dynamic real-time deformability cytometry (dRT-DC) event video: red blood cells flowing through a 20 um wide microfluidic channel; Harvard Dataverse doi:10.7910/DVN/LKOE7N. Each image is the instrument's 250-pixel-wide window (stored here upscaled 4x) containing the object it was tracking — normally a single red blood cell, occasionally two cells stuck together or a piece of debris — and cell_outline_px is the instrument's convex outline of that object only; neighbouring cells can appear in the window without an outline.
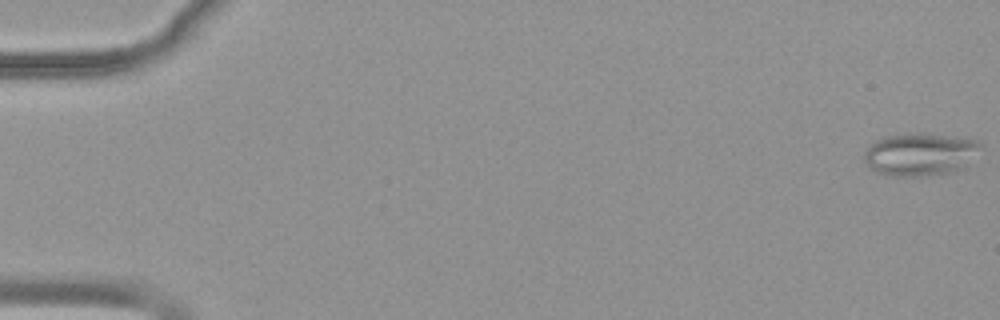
{"species": "common noctule bat (a hibernating species)", "species_latin": "Nyctalus noctula", "temperature_condition": "warm", "stored_images_in_passage": 54, "camera_frame_rate_fps": 3000, "um_per_image_px": 0.085, "animal": {"sex": "female", "body_mass_g": 19.9}, "frame": {"image": 1, "passage_image": 1, "time_ms": 0.0, "image_size_px": [1000, 320], "cell_outline_px": [[984, 144], [968, 164], [964, 168], [956, 172], [924, 176], [884, 176], [868, 168], [864, 160], [864, 152], [876, 140], [884, 136], [916, 132], [924, 132], [968, 136], [980, 140]], "centroid_in_image_um": [78.28, 13.09], "position_along_channel_um": 6.7, "area_um2": 30.23}}
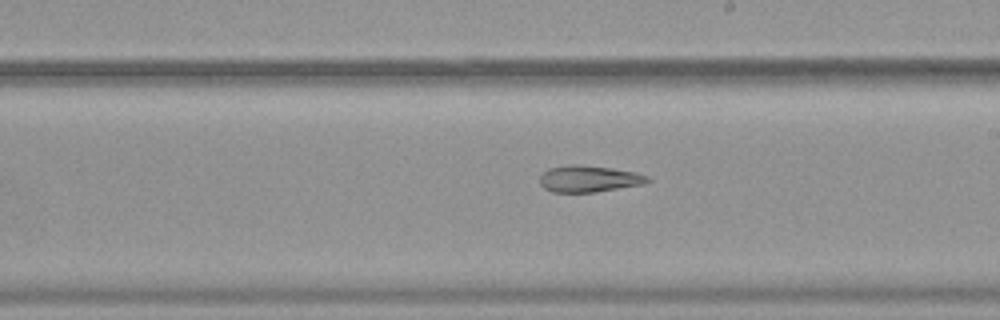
{"frame": {"image": 2, "passage_image": 32, "time_ms": 10.333, "image_size_px": [1000, 320], "cell_outline_px": [[652, 180], [644, 184], [596, 192], [552, 192], [544, 188], [540, 184], [540, 176], [548, 168], [568, 164], [580, 164], [612, 168], [636, 172], [648, 176]], "centroid_in_image_um": [50.06, 15.19], "position_along_channel_um": 238.9, "area_um2": 16.88}}
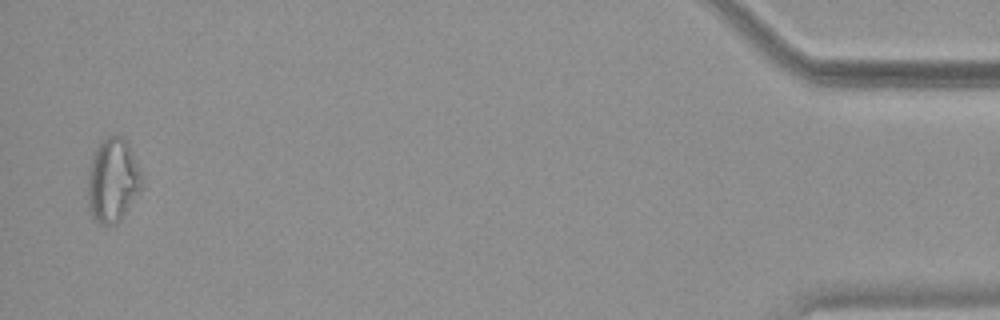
{"frame": {"image": 3, "passage_image": 53, "time_ms": 17.333, "image_size_px": [1000, 320], "cell_outline_px": [[144, 180], [140, 192], [124, 216], [116, 224], [100, 224], [92, 216], [88, 208], [88, 168], [92, 156], [96, 148], [104, 136], [120, 136], [128, 140]], "centroid_in_image_um": [9.6, 15.31], "position_along_channel_um": 425.6, "area_um2": 26.93}, "authors_computed_cell_mechanics": {"area_um2": 22.6287, "velocity_mm_per_s": 3.8096, "shape_relaxation_time_tau1_ms": null, "shape_relaxation_time_tau2_ms": 4.644, "deformation_change_tau1": null, "deformation_change_tau2": 0.1516}}